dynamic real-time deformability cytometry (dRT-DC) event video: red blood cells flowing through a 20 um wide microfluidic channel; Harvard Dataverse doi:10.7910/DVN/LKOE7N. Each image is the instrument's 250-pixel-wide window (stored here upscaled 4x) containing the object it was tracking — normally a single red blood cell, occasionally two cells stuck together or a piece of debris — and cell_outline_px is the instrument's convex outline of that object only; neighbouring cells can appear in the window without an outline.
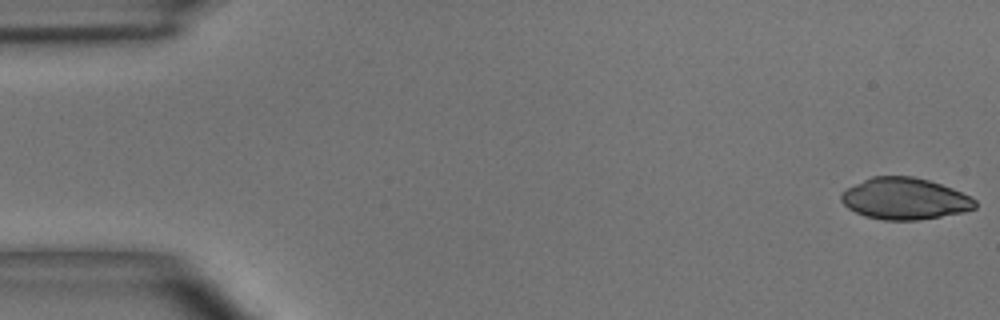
{"species": "common noctule bat (a hibernating species)", "species_latin": "Nyctalus noctula", "temperature_condition": "room temperature", "stored_images_in_passage": 50, "camera_frame_rate_fps": 3000, "um_per_image_px": 0.085, "animal": {"sex": "male", "body_mass_g": 15.6}, "frame": {"image": 1, "passage_image": 1, "time_ms": 0.0, "image_size_px": [1000, 320], "cell_outline_px": [[976, 208], [964, 212], [916, 220], [884, 220], [864, 216], [848, 208], [840, 200], [840, 192], [872, 176], [912, 176], [928, 180], [952, 188], [972, 196], [976, 200]], "centroid_in_image_um": [76.91, 16.89], "position_along_channel_um": 8.1, "area_um2": 32.43}}